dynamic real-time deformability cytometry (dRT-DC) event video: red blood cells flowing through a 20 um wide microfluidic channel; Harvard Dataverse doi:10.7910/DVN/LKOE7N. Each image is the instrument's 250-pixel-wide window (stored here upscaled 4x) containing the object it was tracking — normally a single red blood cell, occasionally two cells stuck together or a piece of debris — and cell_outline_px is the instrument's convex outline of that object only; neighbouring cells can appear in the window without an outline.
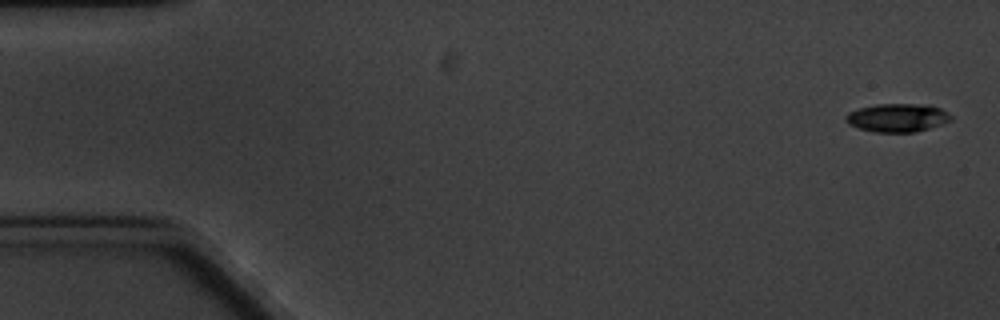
{"species": "common noctule bat (a hibernating species)", "species_latin": "Nyctalus noctula", "temperature_condition": "cold", "stored_images_in_passage": 5, "camera_frame_rate_fps": 3000, "um_per_image_px": 0.085, "animal": {"sex": "male", "body_mass_g": 20.1, "forearm_length_mm": 53.5}, "frame": {"image": 1, "passage_image": 1, "time_ms": 0.0, "image_size_px": [1000, 320], "cell_outline_px": [[952, 120], [916, 132], [876, 132], [860, 128], [848, 124], [844, 120], [844, 116], [848, 112], [860, 108], [876, 104], [912, 104], [940, 108], [948, 112], [952, 116]], "centroid_in_image_um": [76.24, 10.01], "position_along_channel_um": 8.8, "area_um2": 17.17}}
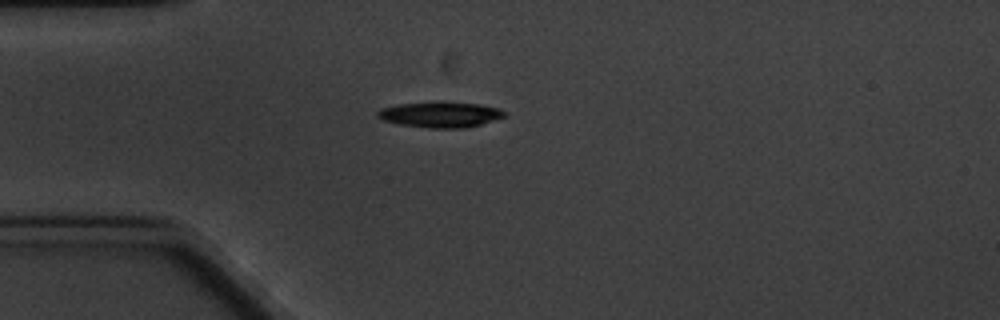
{"frame": {"image": 2, "passage_image": 5, "time_ms": 4.667, "image_size_px": [1000, 320], "cell_outline_px": [[504, 116], [480, 124], [464, 128], [428, 128], [396, 124], [384, 120], [376, 116], [376, 112], [380, 108], [396, 104], [436, 100], [440, 100], [480, 104], [500, 108], [504, 112]], "centroid_in_image_um": [37.35, 9.71], "position_along_channel_um": 47.7, "area_um2": 19.42}}